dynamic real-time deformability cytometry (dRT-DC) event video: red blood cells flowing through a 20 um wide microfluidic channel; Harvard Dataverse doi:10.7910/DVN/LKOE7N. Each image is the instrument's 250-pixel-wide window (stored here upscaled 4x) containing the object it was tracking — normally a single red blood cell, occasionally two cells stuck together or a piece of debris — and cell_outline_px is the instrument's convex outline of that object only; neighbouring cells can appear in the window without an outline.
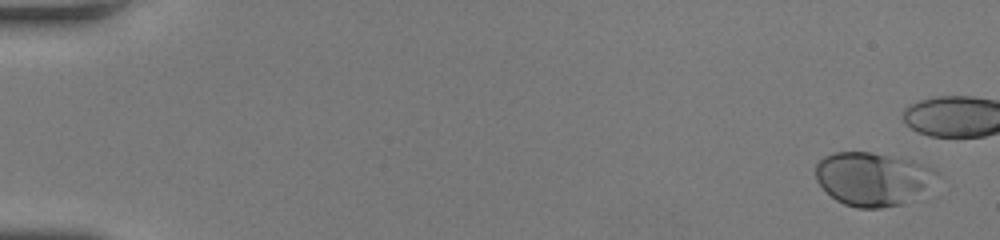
{"species": "human", "species_latin": "Homo sapiens", "temperature_condition": "room temperature", "stored_images_in_passage": 35, "camera_frame_rate_fps": 3000, "um_per_image_px": 0.085, "donor": {"sex": "female"}, "frame": {"image": 1, "passage_image": 1, "time_ms": 0.0, "image_size_px": [1000, 240], "cell_outline_px": [[936, 172], [904, 204], [880, 208], [856, 208], [844, 204], [836, 200], [816, 180], [816, 164], [824, 156], [836, 152], [872, 152], [912, 160], [932, 168]], "centroid_in_image_um": [74.04, 15.18], "position_along_channel_um": 11.0, "area_um2": 36.41}}
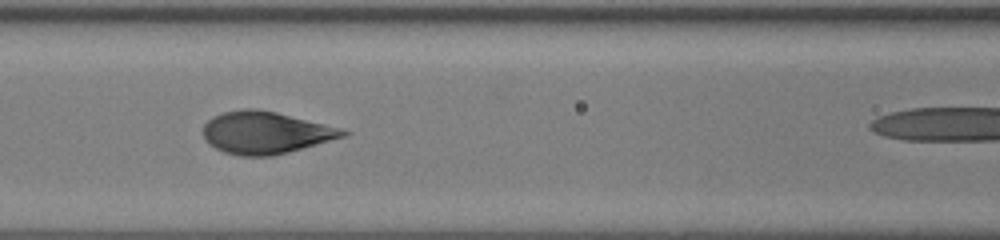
{"frame": {"image": 2, "passage_image": 23, "time_ms": 7.333, "image_size_px": [1000, 240], "cell_outline_px": [[352, 132], [348, 136], [288, 152], [272, 156], [240, 156], [224, 152], [216, 148], [204, 136], [204, 124], [212, 116], [224, 112], [244, 108], [252, 108], [276, 112], [344, 128]], "centroid_in_image_um": [22.64, 11.27], "position_along_channel_um": 144.0, "area_um2": 34.45}}
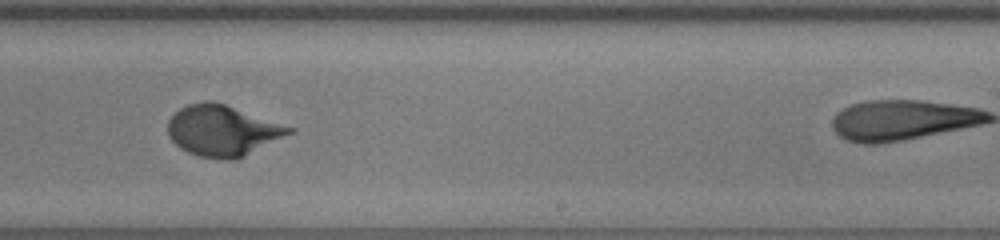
{"frame": {"image": 3, "passage_image": 32, "time_ms": 10.333, "image_size_px": [1000, 240], "cell_outline_px": [[296, 132], [236, 160], [228, 160], [200, 156], [188, 152], [180, 148], [168, 136], [168, 120], [180, 108], [188, 104], [204, 100], [212, 100], [296, 128]], "centroid_in_image_um": [18.95, 11.1], "position_along_channel_um": 270.1, "area_um2": 36.07}}